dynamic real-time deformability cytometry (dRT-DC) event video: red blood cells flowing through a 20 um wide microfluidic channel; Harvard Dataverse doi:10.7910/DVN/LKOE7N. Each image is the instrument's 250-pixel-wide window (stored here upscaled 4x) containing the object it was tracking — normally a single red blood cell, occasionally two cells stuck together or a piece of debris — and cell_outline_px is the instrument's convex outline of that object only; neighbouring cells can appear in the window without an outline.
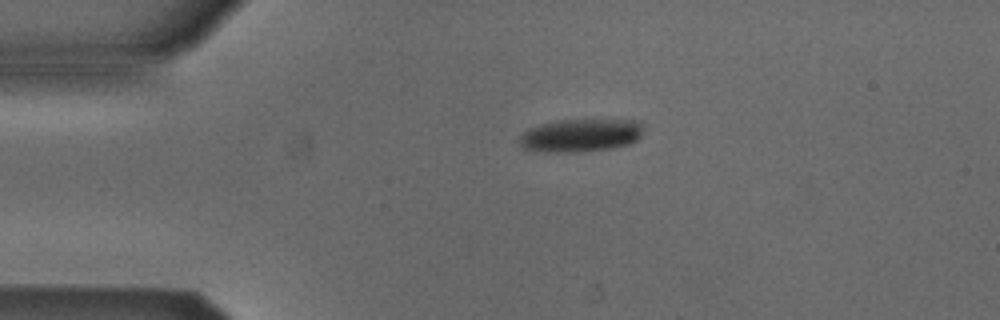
{"species": "Egyptian fruit bat (a non-hibernating species)", "species_latin": "Rousettus aegyptiacus", "temperature_condition": "cold", "stored_images_in_passage": 39, "camera_frame_rate_fps": 3000, "um_per_image_px": 0.085, "animal": {"sex": "male"}, "frame": {"image": 1, "passage_image": 1, "time_ms": 0.0, "image_size_px": [1000, 320], "cell_outline_px": [[644, 124], [640, 136], [636, 140], [628, 144], [612, 148], [580, 152], [544, 152], [520, 148], [520, 136], [524, 132], [540, 124], [556, 120], [640, 120]], "centroid_in_image_um": [49.36, 11.51], "position_along_channel_um": 35.6, "area_um2": 23.93}}
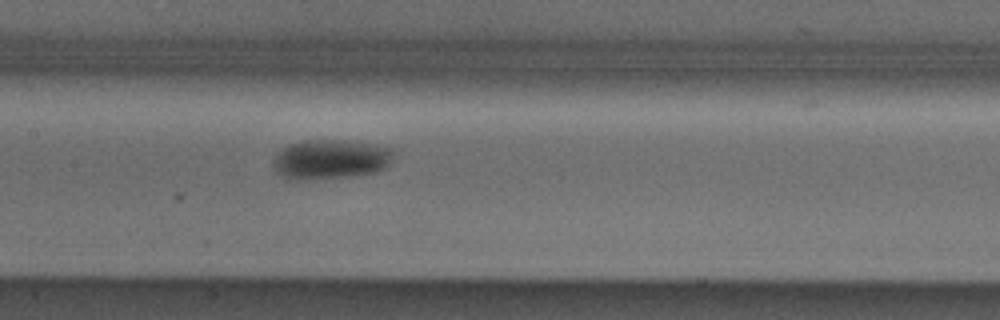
{"frame": {"image": 2, "passage_image": 15, "time_ms": 4.667, "image_size_px": [1000, 320], "cell_outline_px": [[392, 156], [388, 164], [384, 168], [376, 172], [348, 176], [312, 180], [288, 180], [280, 176], [272, 168], [276, 156], [284, 148], [292, 144], [308, 140], [336, 140], [392, 148]], "centroid_in_image_um": [28.03, 13.58], "position_along_channel_um": 179.4, "area_um2": 27.28}}
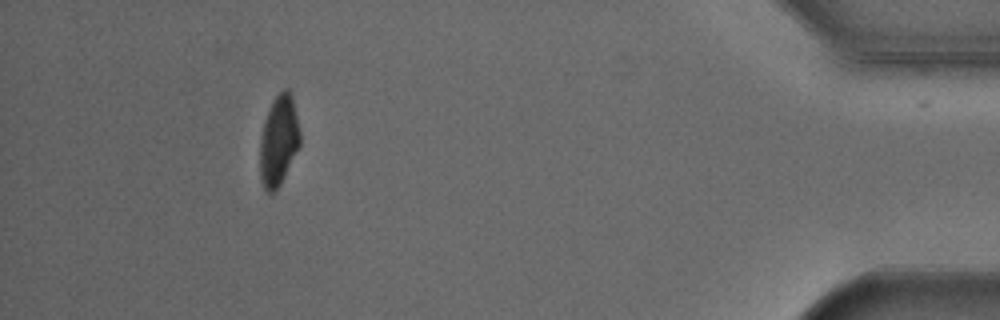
{"frame": {"image": 3, "passage_image": 38, "time_ms": 12.333, "image_size_px": [1000, 320], "cell_outline_px": [[300, 144], [280, 184], [272, 192], [264, 192], [260, 180], [260, 136], [264, 120], [276, 96], [284, 88], [288, 88], [292, 96], [300, 132]], "centroid_in_image_um": [23.67, 11.97], "position_along_channel_um": 411.5, "area_um2": 20.87}, "authors_computed_cell_mechanics": {"area_um2": 25.3742, "velocity_mm_per_s": 3.8722, "shape_relaxation_time_tau1_ms": 2.7798, "shape_relaxation_time_tau2_ms": null, "deformation_change_tau1": 0.1059, "deformation_change_tau2": null}}